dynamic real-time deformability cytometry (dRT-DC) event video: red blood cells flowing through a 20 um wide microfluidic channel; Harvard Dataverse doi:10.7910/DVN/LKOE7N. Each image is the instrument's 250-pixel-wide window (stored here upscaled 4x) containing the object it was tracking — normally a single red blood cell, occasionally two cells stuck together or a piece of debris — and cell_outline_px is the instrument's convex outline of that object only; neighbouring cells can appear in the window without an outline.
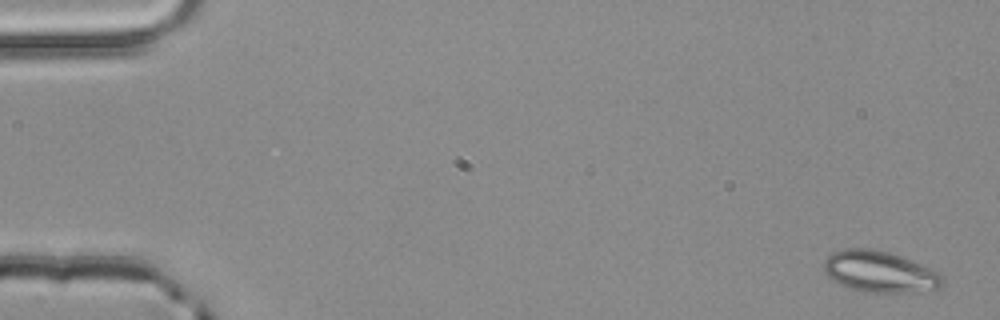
{"species": "common noctule bat (a hibernating species)", "species_latin": "Nyctalus noctula", "temperature_condition": "room temperature", "stored_images_in_passage": 4, "camera_frame_rate_fps": 3000, "um_per_image_px": 0.085, "animal": {"sex": "male", "body_mass_g": 20.4}, "frame": {"image": 1, "passage_image": 1, "time_ms": 0.0, "image_size_px": [1000, 320], "cell_outline_px": [[944, 284], [940, 288], [916, 292], [864, 292], [848, 288], [832, 280], [824, 272], [824, 260], [832, 252], [844, 248], [868, 248], [888, 252], [900, 256], [940, 272], [944, 276]], "centroid_in_image_um": [74.78, 23.1], "position_along_channel_um": 10.2, "area_um2": 28.73}}